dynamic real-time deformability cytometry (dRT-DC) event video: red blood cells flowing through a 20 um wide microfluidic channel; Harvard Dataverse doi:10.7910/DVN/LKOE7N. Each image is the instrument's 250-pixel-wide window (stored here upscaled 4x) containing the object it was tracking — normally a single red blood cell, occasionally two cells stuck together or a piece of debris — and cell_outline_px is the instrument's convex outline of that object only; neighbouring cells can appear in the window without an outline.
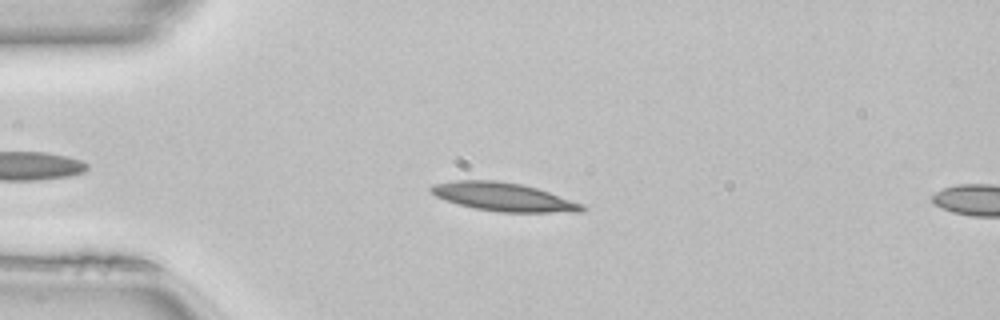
{"species": "common noctule bat (a hibernating species)", "species_latin": "Nyctalus noctula", "temperature_condition": "room temperature", "stored_images_in_passage": 11, "camera_frame_rate_fps": 3000, "um_per_image_px": 0.085, "animal": {"sex": "female", "body_mass_g": 22.7, "forearm_length_mm": 54.2}, "frame": {"image": 1, "passage_image": 8, "time_ms": 2.333, "image_size_px": [1000, 320], "cell_outline_px": [[588, 208], [584, 212], [500, 212], [476, 208], [444, 200], [436, 196], [428, 188], [432, 184], [452, 180], [496, 180], [520, 184], [536, 188], [584, 204]], "centroid_in_image_um": [42.8, 16.73], "position_along_channel_um": 42.2, "area_um2": 24.97}}